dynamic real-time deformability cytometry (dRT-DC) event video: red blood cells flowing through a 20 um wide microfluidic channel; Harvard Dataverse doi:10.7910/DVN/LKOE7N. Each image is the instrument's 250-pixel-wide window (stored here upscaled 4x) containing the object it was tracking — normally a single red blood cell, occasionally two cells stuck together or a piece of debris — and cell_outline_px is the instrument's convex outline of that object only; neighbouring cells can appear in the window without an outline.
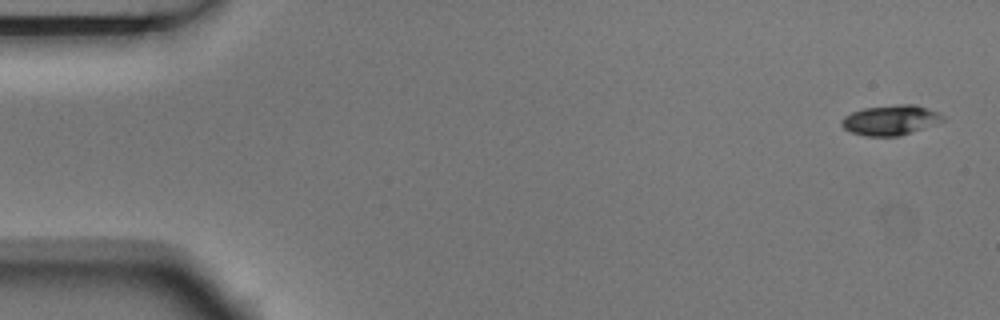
{"species": "Egyptian fruit bat (a non-hibernating species)", "species_latin": "Rousettus aegyptiacus", "temperature_condition": "room temperature", "stored_images_in_passage": 5, "camera_frame_rate_fps": 3000, "um_per_image_px": 0.085, "animal": {"sex": "male"}, "frame": {"image": 1, "passage_image": 1, "time_ms": 0.0, "image_size_px": [1000, 320], "cell_outline_px": [[944, 120], [900, 136], [864, 136], [852, 132], [844, 128], [840, 124], [840, 120], [844, 116], [852, 112], [864, 108], [896, 104], [916, 104], [940, 112], [944, 116]], "centroid_in_image_um": [75.68, 10.19], "position_along_channel_um": 9.3, "area_um2": 17.74}}
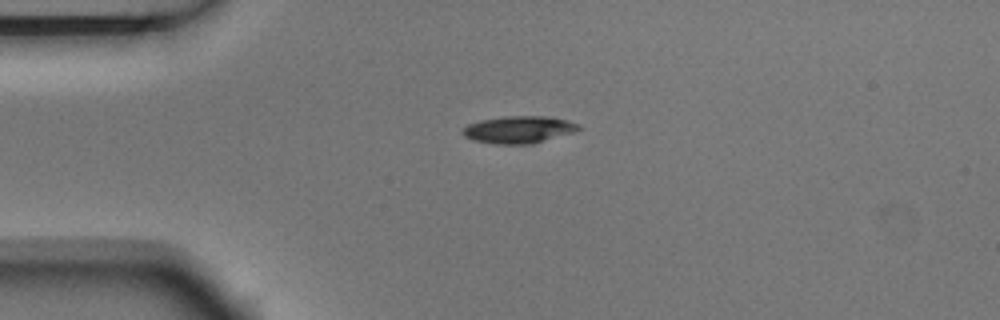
{"frame": {"image": 2, "passage_image": 4, "time_ms": 1.0, "image_size_px": [1000, 320], "cell_outline_px": [[580, 128], [572, 132], [532, 144], [496, 144], [472, 140], [464, 136], [460, 132], [460, 128], [468, 124], [480, 120], [504, 116], [548, 116], [568, 120], [580, 124]], "centroid_in_image_um": [44.03, 11.01], "position_along_channel_um": 41.0, "area_um2": 18.5}}